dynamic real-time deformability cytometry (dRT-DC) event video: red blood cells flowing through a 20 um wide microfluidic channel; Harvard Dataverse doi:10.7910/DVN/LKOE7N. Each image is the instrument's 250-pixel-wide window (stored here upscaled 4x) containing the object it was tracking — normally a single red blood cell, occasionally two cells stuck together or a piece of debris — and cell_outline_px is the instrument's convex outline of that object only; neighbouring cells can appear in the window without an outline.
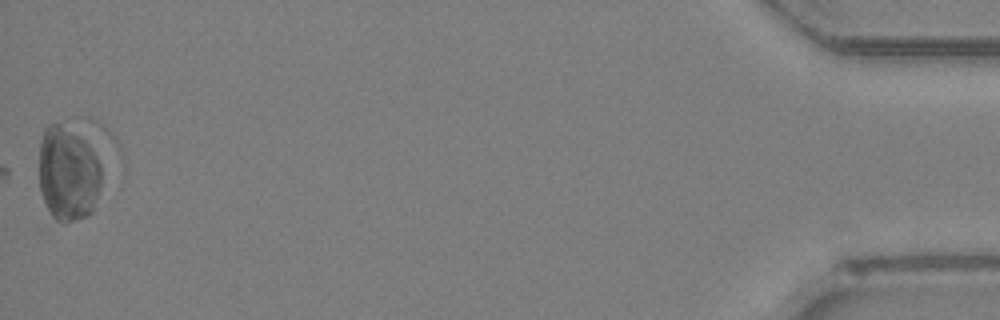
{"species": "Egyptian fruit bat (a non-hibernating species)", "species_latin": "Rousettus aegyptiacus", "temperature_condition": "room temperature", "stored_images_in_passage": 38, "camera_frame_rate_fps": 3000, "um_per_image_px": 0.085, "animal": {"sex": "female"}, "frame": {"image": 1, "passage_image": 38, "time_ms": 12.333, "image_size_px": [1000, 320], "cell_outline_px": [[100, 188], [92, 212], [88, 216], [64, 224], [60, 224], [52, 216], [40, 192], [40, 140], [44, 128], [48, 124], [60, 124], [80, 136], [88, 144], [96, 156], [100, 164]], "centroid_in_image_um": [5.77, 14.81], "position_along_channel_um": 429.4, "area_um2": 34.33}}